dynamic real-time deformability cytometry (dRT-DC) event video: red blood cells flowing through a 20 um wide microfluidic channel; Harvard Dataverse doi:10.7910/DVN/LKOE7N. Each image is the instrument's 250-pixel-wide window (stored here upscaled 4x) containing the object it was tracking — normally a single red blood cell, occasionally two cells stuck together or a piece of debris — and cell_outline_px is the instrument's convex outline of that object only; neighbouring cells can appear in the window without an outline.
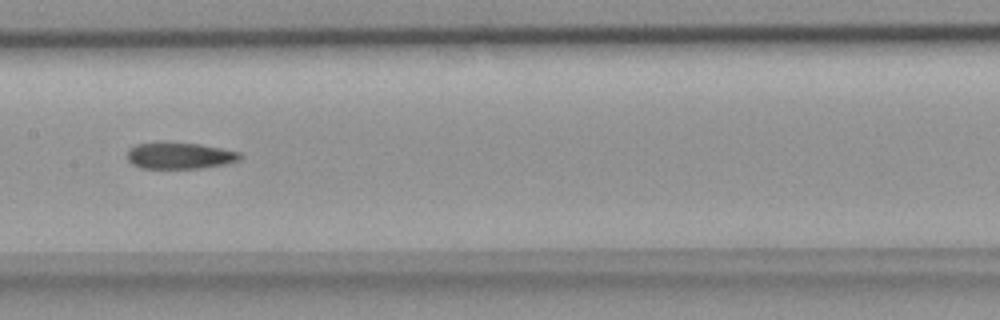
{"species": "common noctule bat (a hibernating species)", "species_latin": "Nyctalus noctula", "temperature_condition": "room temperature", "stored_images_in_passage": 45, "segment_of_instrument_passage": [2, 2], "camera_frame_rate_fps": 3000, "um_per_image_px": 0.085, "animal": {"sex": "female", "body_mass_g": 18.4}, "frame": {"image": 1, "passage_image": 22, "time_ms": 7.0, "image_size_px": [1000, 320], "cell_outline_px": [[244, 156], [240, 160], [224, 164], [200, 168], [140, 168], [132, 164], [128, 160], [128, 148], [136, 144], [160, 140], [200, 144], [240, 152]], "centroid_in_image_um": [15.24, 13.2], "position_along_channel_um": 192.2, "area_um2": 17.86}}
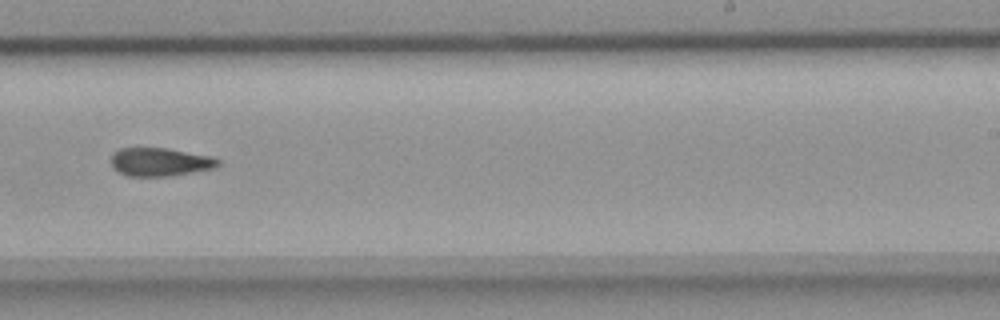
{"frame": {"image": 2, "passage_image": 28, "time_ms": 9.0, "image_size_px": [1000, 320], "cell_outline_px": [[220, 164], [216, 168], [172, 176], [128, 176], [112, 168], [112, 152], [120, 148], [168, 148], [212, 156], [220, 160]], "centroid_in_image_um": [13.63, 13.76], "position_along_channel_um": 275.4, "area_um2": 17.86}}
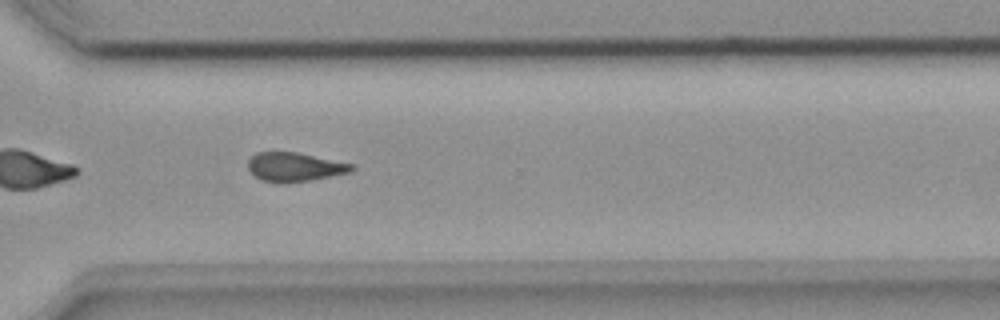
{"frame": {"image": 3, "passage_image": 33, "time_ms": 10.667, "image_size_px": [1000, 320], "cell_outline_px": [[356, 168], [352, 172], [312, 180], [284, 184], [280, 184], [264, 180], [256, 176], [248, 168], [248, 160], [256, 152], [296, 152], [356, 164]], "centroid_in_image_um": [25.11, 14.2], "position_along_channel_um": 345.5, "area_um2": 17.74}}